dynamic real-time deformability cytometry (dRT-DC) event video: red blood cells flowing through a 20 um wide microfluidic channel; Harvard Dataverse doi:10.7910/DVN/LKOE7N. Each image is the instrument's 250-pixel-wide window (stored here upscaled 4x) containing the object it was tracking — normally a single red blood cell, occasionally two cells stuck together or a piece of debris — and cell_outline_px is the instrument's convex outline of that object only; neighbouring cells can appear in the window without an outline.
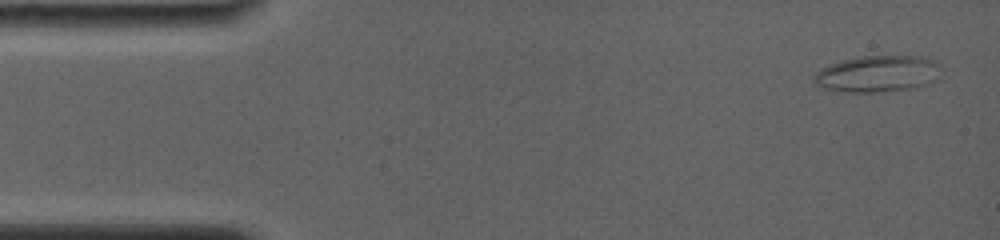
{"species": "common noctule bat (a hibernating species)", "species_latin": "Nyctalus noctula", "temperature_condition": "room temperature", "stored_images_in_passage": 5, "camera_frame_rate_fps": 4000, "um_per_image_px": 0.085, "animal": {"sex": "female", "body_mass_g": 19.0, "forearm_length_mm": 56.7}, "frame": {"image": 1, "passage_image": 1, "time_ms": 0.0, "image_size_px": [1000, 240], "cell_outline_px": [[940, 64], [932, 80], [928, 84], [912, 88], [872, 92], [848, 92], [824, 88], [816, 84], [812, 76], [820, 68], [828, 64], [844, 60], [864, 56], [920, 56], [936, 60]], "centroid_in_image_um": [74.54, 6.26], "position_along_channel_um": 10.5, "area_um2": 26.65}}